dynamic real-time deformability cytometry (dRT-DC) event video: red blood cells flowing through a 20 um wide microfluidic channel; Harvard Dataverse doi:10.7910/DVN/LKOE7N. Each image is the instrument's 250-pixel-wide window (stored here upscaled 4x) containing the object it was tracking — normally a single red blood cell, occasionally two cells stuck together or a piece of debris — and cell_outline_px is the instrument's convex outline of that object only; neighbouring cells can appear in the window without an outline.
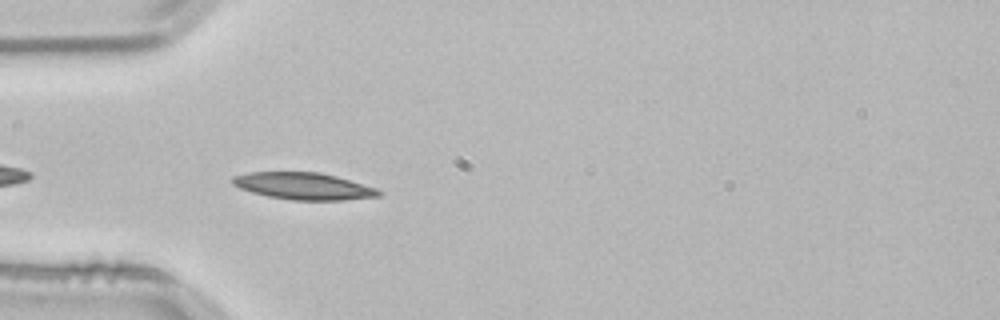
{"species": "common noctule bat (a hibernating species)", "species_latin": "Nyctalus noctula", "temperature_condition": "room temperature", "stored_images_in_passage": 6, "camera_frame_rate_fps": 3000, "um_per_image_px": 0.085, "animal": {"sex": "male", "body_mass_g": 21.5, "forearm_length_mm": 52.0}, "frame": {"image": 1, "passage_image": 2, "time_ms": 0.333, "image_size_px": [1000, 320], "cell_outline_px": [[384, 192], [380, 196], [344, 200], [292, 200], [268, 196], [252, 192], [240, 188], [232, 184], [232, 176], [252, 172], [320, 172], [336, 176], [376, 188]], "centroid_in_image_um": [25.82, 15.82], "position_along_channel_um": 59.2, "area_um2": 22.89}}